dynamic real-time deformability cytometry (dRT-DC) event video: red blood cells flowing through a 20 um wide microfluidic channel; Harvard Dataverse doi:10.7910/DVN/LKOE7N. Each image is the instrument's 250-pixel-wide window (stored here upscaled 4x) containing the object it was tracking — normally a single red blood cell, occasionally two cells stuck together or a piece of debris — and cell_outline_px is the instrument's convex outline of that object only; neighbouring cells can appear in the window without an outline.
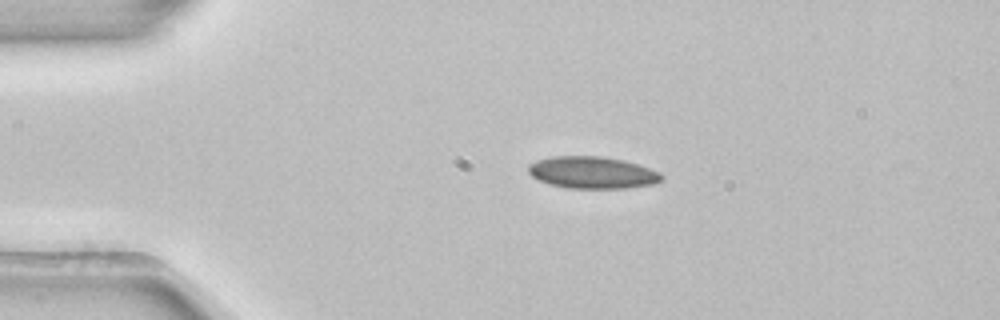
{"species": "common noctule bat (a hibernating species)", "species_latin": "Nyctalus noctula", "temperature_condition": "room temperature", "stored_images_in_passage": 3, "camera_frame_rate_fps": 3000, "um_per_image_px": 0.085, "animal": {"sex": "female", "body_mass_g": 22.7, "forearm_length_mm": 54.2}, "frame": {"image": 1, "passage_image": 2, "time_ms": 0.333, "image_size_px": [1000, 320], "cell_outline_px": [[664, 176], [660, 180], [652, 184], [624, 188], [568, 188], [548, 184], [532, 176], [528, 172], [528, 164], [536, 160], [552, 156], [600, 156], [624, 160], [660, 172]], "centroid_in_image_um": [50.31, 14.66], "position_along_channel_um": 34.7, "area_um2": 24.74}}